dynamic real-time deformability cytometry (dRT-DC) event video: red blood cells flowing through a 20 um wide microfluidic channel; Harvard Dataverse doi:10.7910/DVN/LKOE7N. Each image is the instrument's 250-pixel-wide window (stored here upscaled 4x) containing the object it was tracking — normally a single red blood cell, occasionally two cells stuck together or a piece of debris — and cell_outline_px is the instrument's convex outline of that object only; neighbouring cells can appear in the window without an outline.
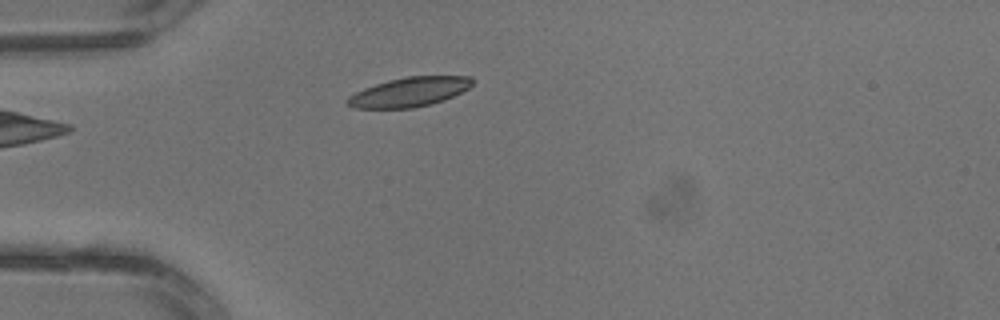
{"species": "common noctule bat (a hibernating species)", "species_latin": "Nyctalus noctula", "temperature_condition": "warm", "stored_images_in_passage": 2, "camera_frame_rate_fps": 3000, "um_per_image_px": 0.085, "animal": {"sex": "male", "body_mass_g": 13.3}, "frame": {"image": 1, "passage_image": 2, "time_ms": 0.333, "image_size_px": [1000, 320], "cell_outline_px": [[476, 80], [468, 88], [444, 100], [412, 108], [352, 108], [344, 100], [348, 96], [364, 88], [388, 80], [408, 76], [472, 76]], "centroid_in_image_um": [34.78, 7.81], "position_along_channel_um": 50.2, "area_um2": 21.33}}